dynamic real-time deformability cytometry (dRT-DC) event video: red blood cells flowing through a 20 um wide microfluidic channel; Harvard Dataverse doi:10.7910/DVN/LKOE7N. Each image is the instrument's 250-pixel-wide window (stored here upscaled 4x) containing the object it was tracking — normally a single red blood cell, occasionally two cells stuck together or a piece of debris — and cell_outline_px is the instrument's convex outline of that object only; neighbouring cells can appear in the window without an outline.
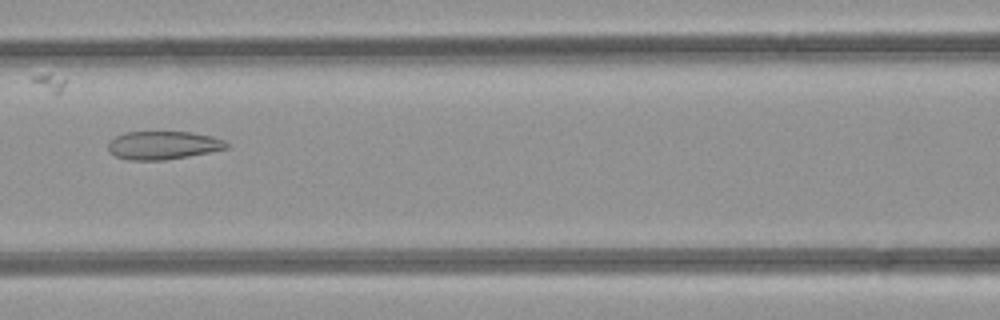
{"species": "common noctule bat (a hibernating species)", "species_latin": "Nyctalus noctula", "temperature_condition": "room temperature", "stored_images_in_passage": 27, "camera_frame_rate_fps": 3000, "um_per_image_px": 0.085, "animal": {"sex": "female", "body_mass_g": 21.9}, "frame": {"image": 1, "passage_image": 7, "time_ms": 2.0, "image_size_px": [1000, 320], "cell_outline_px": [[228, 148], [188, 156], [164, 160], [128, 160], [116, 156], [108, 152], [108, 144], [116, 136], [124, 132], [192, 132], [212, 136], [224, 140], [228, 144]], "centroid_in_image_um": [13.85, 12.34], "position_along_channel_um": 152.8, "area_um2": 19.42}}
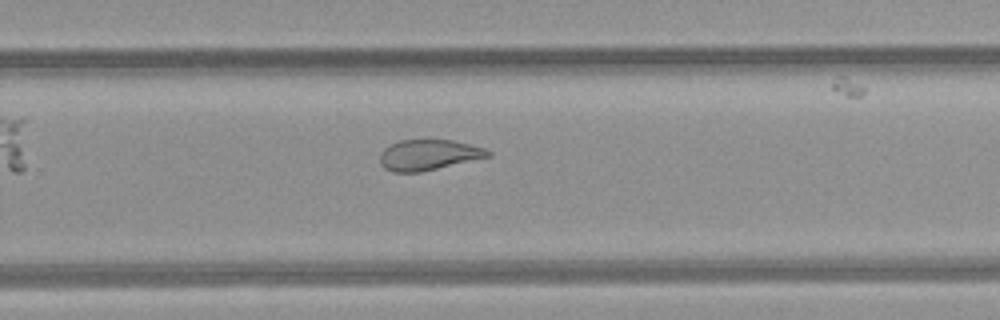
{"frame": {"image": 2, "passage_image": 17, "time_ms": 5.333, "image_size_px": [1000, 320], "cell_outline_px": [[492, 156], [420, 172], [392, 172], [384, 168], [380, 164], [380, 152], [384, 148], [400, 140], [452, 140], [484, 148], [492, 152]], "centroid_in_image_um": [36.42, 13.17], "position_along_channel_um": 293.4, "area_um2": 19.19}}
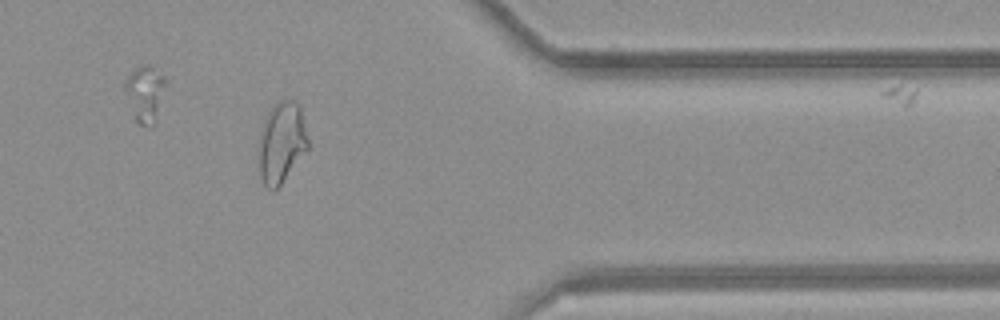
{"frame": {"image": 3, "passage_image": 25, "time_ms": 8.0, "image_size_px": [1000, 320], "cell_outline_px": [[308, 148], [280, 184], [272, 192], [260, 180], [256, 156], [260, 132], [264, 120], [268, 112], [280, 100], [292, 100], [300, 104], [308, 140]], "centroid_in_image_um": [23.88, 12.13], "position_along_channel_um": 387.5, "area_um2": 23.47}}